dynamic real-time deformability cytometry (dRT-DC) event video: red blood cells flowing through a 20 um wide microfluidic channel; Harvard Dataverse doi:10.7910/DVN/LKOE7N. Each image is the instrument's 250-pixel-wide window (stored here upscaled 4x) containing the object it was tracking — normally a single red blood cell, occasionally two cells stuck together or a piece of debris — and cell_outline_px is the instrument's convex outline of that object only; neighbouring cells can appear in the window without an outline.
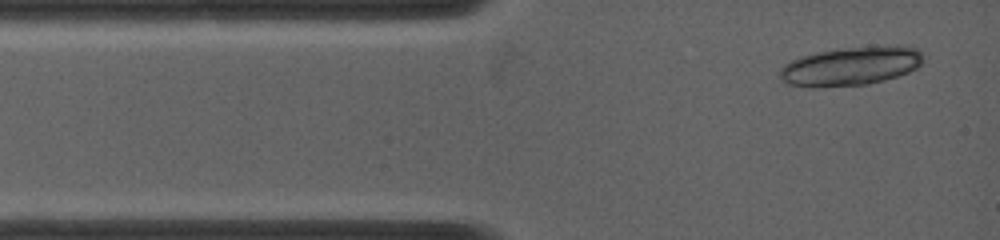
{"species": "common noctule bat (a hibernating species)", "species_latin": "Nyctalus noctula", "temperature_condition": "warm", "stored_images_in_passage": 2, "camera_frame_rate_fps": 5000, "um_per_image_px": 0.085, "animal": {"sex": "female", "body_mass_g": 19.0, "forearm_length_mm": 53.3}, "frame": {"image": 1, "passage_image": 1, "time_ms": 0.0, "image_size_px": [1000, 240], "cell_outline_px": [[928, 56], [916, 68], [908, 72], [884, 80], [864, 84], [812, 88], [784, 84], [780, 80], [780, 68], [784, 64], [800, 56], [816, 52], [836, 48], [896, 44], [912, 44], [920, 48]], "centroid_in_image_um": [72.38, 5.58], "position_along_channel_um": 12.6, "area_um2": 33.52}}